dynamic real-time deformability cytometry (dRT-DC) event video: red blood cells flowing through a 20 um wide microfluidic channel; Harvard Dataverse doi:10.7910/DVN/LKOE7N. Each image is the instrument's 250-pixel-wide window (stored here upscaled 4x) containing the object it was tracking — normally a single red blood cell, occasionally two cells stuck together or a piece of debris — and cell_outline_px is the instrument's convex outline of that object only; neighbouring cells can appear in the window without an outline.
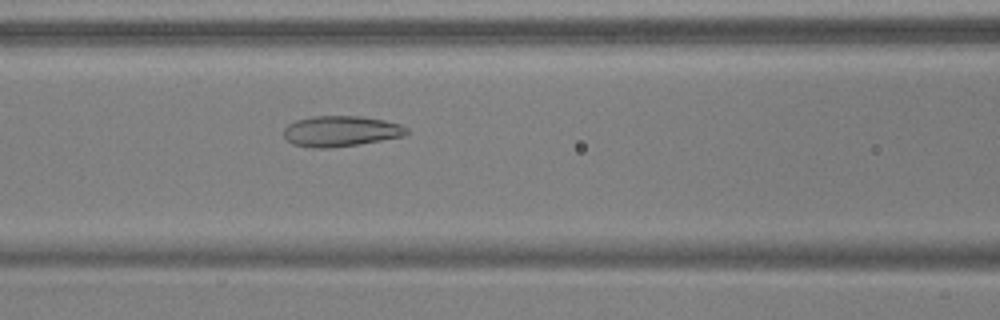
{"species": "common noctule bat (a hibernating species)", "species_latin": "Nyctalus noctula", "temperature_condition": "warm", "stored_images_in_passage": 45, "camera_frame_rate_fps": 3000, "um_per_image_px": 0.085, "animal": {"sex": "male", "body_mass_g": 17.9, "forearm_length_mm": 54.2}, "frame": {"image": 1, "passage_image": 15, "time_ms": 4.667, "image_size_px": [1000, 320], "cell_outline_px": [[408, 132], [404, 136], [332, 148], [312, 148], [292, 144], [284, 136], [284, 128], [288, 124], [296, 120], [312, 116], [360, 116], [384, 120], [400, 124], [408, 128]], "centroid_in_image_um": [28.95, 11.14], "position_along_channel_um": 137.7, "area_um2": 21.91}}
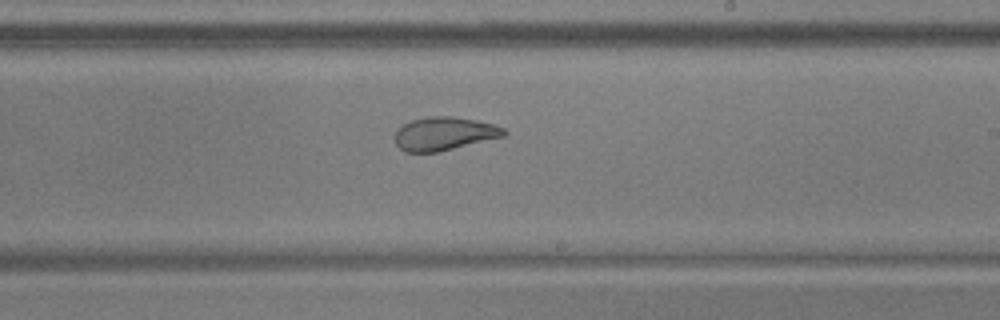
{"frame": {"image": 2, "passage_image": 24, "time_ms": 7.667, "image_size_px": [1000, 320], "cell_outline_px": [[508, 132], [504, 136], [436, 152], [404, 152], [396, 144], [396, 132], [404, 124], [412, 120], [428, 116], [452, 116], [476, 120], [496, 124], [504, 128]], "centroid_in_image_um": [37.78, 11.35], "position_along_channel_um": 251.2, "area_um2": 20.98}}
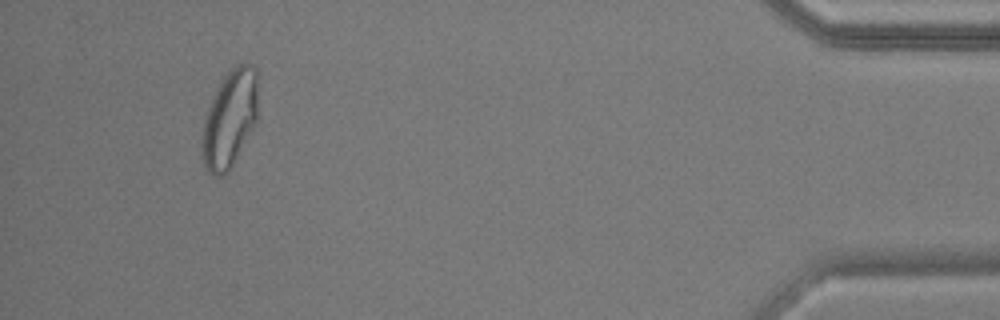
{"frame": {"image": 3, "passage_image": 42, "time_ms": 13.667, "image_size_px": [1000, 320], "cell_outline_px": [[256, 120], [252, 128], [228, 172], [224, 176], [216, 176], [208, 172], [204, 164], [204, 116], [224, 76], [236, 64], [256, 64]], "centroid_in_image_um": [19.54, 10.08], "position_along_channel_um": 415.7, "area_um2": 30.52}, "authors_computed_cell_mechanics": {"area_um2": 25.3742, "velocity_mm_per_s": 3.7964, "shape_relaxation_time_tau1_ms": null, "shape_relaxation_time_tau2_ms": 1.4301, "deformation_change_tau1": null, "deformation_change_tau2": 0.0924}}